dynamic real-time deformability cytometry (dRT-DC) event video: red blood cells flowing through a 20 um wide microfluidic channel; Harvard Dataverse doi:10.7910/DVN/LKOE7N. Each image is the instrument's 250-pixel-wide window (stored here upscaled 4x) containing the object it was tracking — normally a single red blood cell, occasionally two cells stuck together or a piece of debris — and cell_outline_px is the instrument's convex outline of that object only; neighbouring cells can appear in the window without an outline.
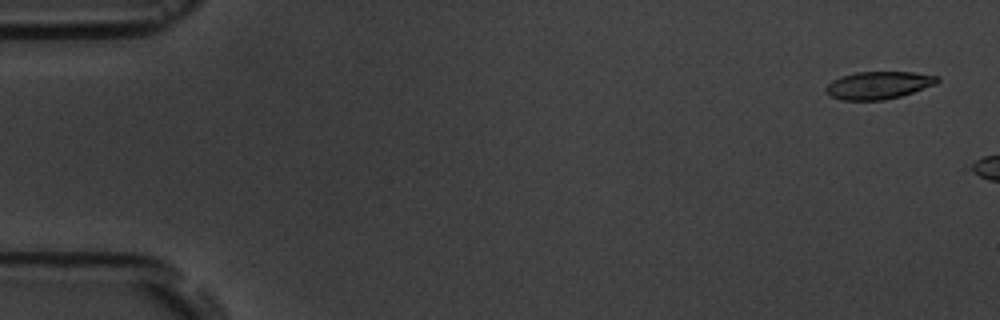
{"species": "common noctule bat (a hibernating species)", "species_latin": "Nyctalus noctula", "temperature_condition": "room temperature", "stored_images_in_passage": 3, "camera_frame_rate_fps": 3000, "um_per_image_px": 0.085, "animal": {"sex": "male", "body_mass_g": 19.5, "forearm_length_mm": 54.6}, "frame": {"image": 1, "passage_image": 1, "time_ms": 0.0, "image_size_px": [1000, 320], "cell_outline_px": [[940, 80], [936, 84], [900, 96], [884, 100], [840, 100], [824, 92], [824, 88], [832, 80], [840, 76], [856, 72], [912, 72], [940, 76]], "centroid_in_image_um": [74.65, 7.24], "position_along_channel_um": 10.4, "area_um2": 17.98}}